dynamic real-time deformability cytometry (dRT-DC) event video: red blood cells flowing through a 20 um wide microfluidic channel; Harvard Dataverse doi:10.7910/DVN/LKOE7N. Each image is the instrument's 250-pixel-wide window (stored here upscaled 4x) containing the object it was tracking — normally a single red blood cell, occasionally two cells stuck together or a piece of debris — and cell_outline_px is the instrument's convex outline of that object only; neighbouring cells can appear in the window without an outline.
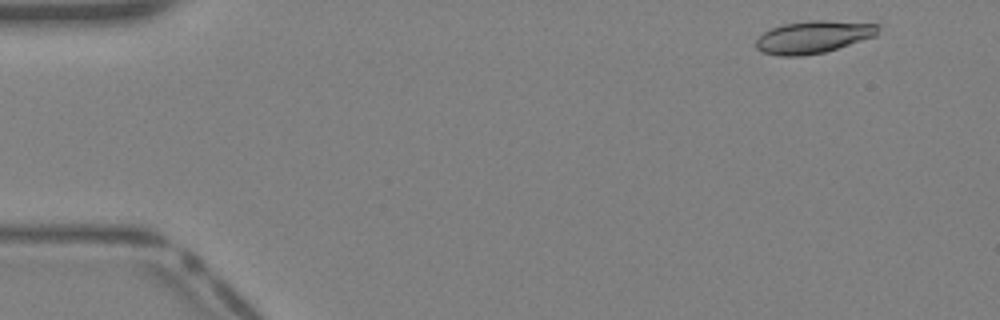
{"species": "Egyptian fruit bat (a non-hibernating species)", "species_latin": "Rousettus aegyptiacus", "temperature_condition": "warm", "stored_images_in_passage": 38, "camera_frame_rate_fps": 3000, "um_per_image_px": 0.085, "animal": {"sex": "female"}, "frame": {"image": 1, "passage_image": 2, "time_ms": 0.333, "image_size_px": [1000, 320], "cell_outline_px": [[884, 24], [876, 36], [824, 52], [800, 56], [780, 56], [764, 52], [756, 48], [756, 40], [764, 32], [772, 28], [784, 24], [808, 20], [824, 20]], "centroid_in_image_um": [69.19, 3.13], "position_along_channel_um": 15.8, "area_um2": 23.12}}
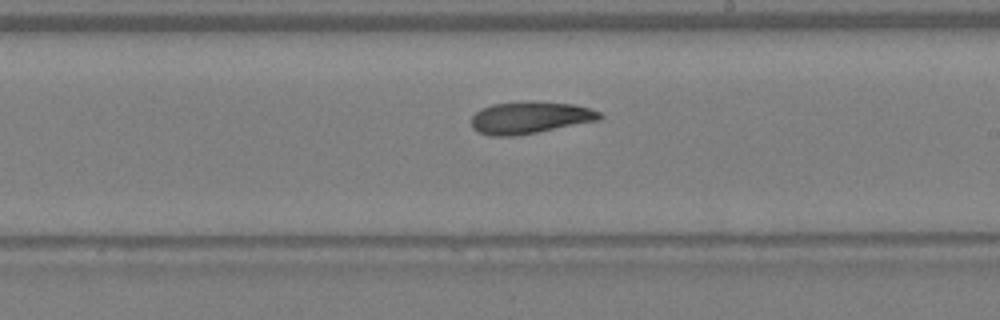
{"frame": {"image": 2, "passage_image": 22, "time_ms": 7.0, "image_size_px": [1000, 320], "cell_outline_px": [[604, 116], [600, 120], [536, 132], [512, 136], [488, 136], [472, 128], [472, 116], [476, 112], [492, 104], [528, 100], [572, 104], [588, 108], [600, 112]], "centroid_in_image_um": [45.05, 9.99], "position_along_channel_um": 244.0, "area_um2": 23.93}}
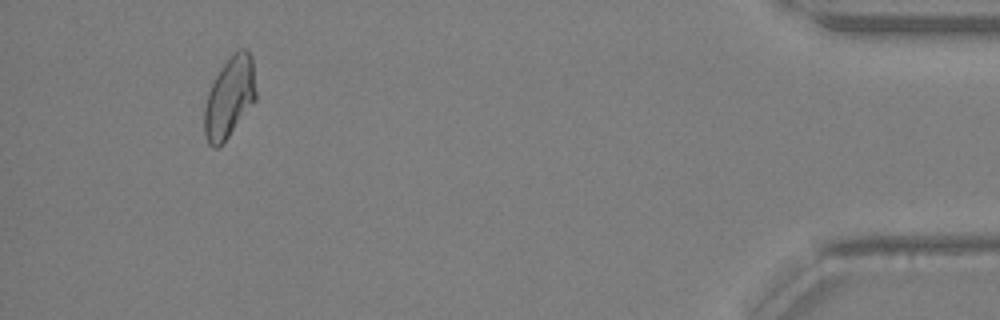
{"frame": {"image": 3, "passage_image": 36, "time_ms": 11.667, "image_size_px": [1000, 320], "cell_outline_px": [[256, 100], [228, 136], [216, 148], [212, 148], [208, 144], [204, 132], [204, 108], [208, 92], [220, 68], [240, 48], [244, 48], [252, 56], [256, 92]], "centroid_in_image_um": [19.5, 8.28], "position_along_channel_um": 415.7, "area_um2": 23.93}}